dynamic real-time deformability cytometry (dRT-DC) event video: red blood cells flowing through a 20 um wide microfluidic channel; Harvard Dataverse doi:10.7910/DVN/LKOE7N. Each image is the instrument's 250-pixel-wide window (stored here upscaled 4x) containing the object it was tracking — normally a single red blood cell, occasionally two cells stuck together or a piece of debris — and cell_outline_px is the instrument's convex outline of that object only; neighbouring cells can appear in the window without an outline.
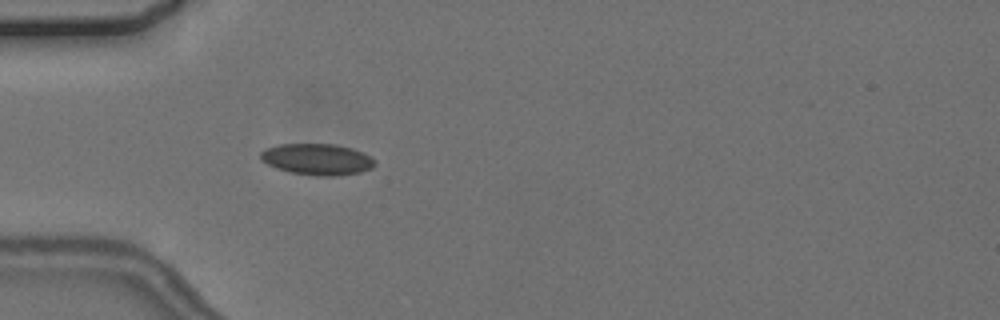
{"species": "common noctule bat (a hibernating species)", "species_latin": "Nyctalus noctula", "temperature_condition": "cold", "stored_images_in_passage": 3, "camera_frame_rate_fps": 3000, "um_per_image_px": 0.085, "animal": {"sex": "female", "body_mass_g": 24.6, "forearm_length_mm": 56.2}, "frame": {"image": 1, "passage_image": 3, "time_ms": 3.333, "image_size_px": [1000, 320], "cell_outline_px": [[376, 164], [372, 168], [360, 172], [336, 176], [320, 176], [292, 172], [276, 168], [260, 160], [260, 152], [264, 148], [280, 144], [336, 144], [352, 148], [364, 152], [372, 156], [376, 160]], "centroid_in_image_um": [26.99, 13.53], "position_along_channel_um": 58.0, "area_um2": 21.04}}